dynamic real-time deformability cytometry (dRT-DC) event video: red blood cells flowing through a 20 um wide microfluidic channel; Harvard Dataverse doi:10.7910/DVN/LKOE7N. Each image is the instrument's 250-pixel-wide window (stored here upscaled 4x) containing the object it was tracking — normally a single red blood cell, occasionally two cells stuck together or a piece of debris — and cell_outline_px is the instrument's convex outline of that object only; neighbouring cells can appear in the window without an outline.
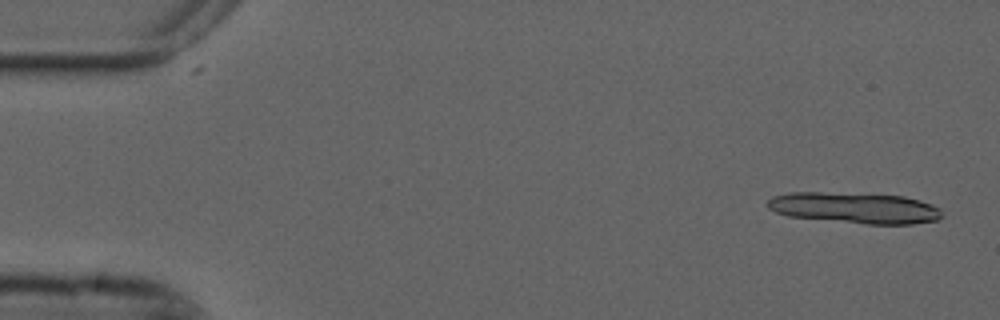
{"species": "common noctule bat (a hibernating species)", "species_latin": "Nyctalus noctula", "temperature_condition": "cold", "stored_images_in_passage": 12, "camera_frame_rate_fps": 3000, "um_per_image_px": 0.085, "animal": {"sex": "male", "forearm_length_mm": 52.5}, "frame": {"image": 1, "passage_image": 1, "time_ms": 0.0, "image_size_px": [1000, 320], "cell_outline_px": [[944, 216], [936, 220], [912, 224], [868, 224], [788, 216], [776, 212], [768, 208], [768, 200], [772, 196], [788, 192], [820, 192], [904, 196], [920, 200], [932, 204], [940, 208]], "centroid_in_image_um": [72.67, 17.67], "position_along_channel_um": 12.3, "area_um2": 31.44}}